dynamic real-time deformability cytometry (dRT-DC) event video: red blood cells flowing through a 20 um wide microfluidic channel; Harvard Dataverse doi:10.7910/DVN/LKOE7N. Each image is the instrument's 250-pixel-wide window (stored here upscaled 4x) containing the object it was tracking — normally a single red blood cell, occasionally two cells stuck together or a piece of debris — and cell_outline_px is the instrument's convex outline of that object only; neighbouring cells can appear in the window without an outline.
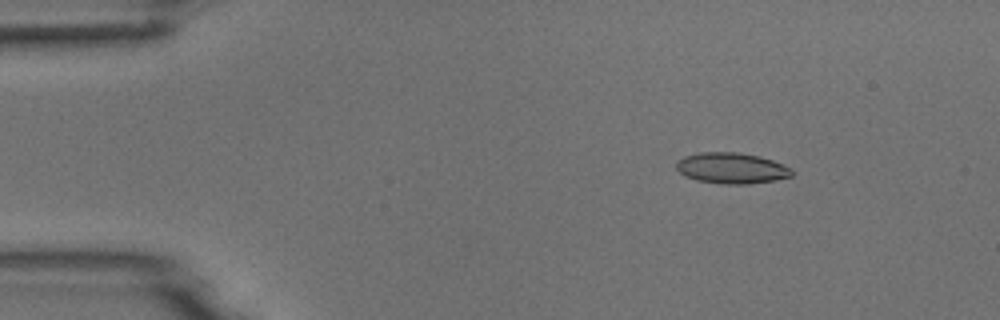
{"species": "common noctule bat (a hibernating species)", "species_latin": "Nyctalus noctula", "temperature_condition": "room temperature", "stored_images_in_passage": 4, "camera_frame_rate_fps": 3000, "um_per_image_px": 0.085, "animal": {"sex": "male", "body_mass_g": 18.8}, "frame": {"image": 1, "passage_image": 2, "time_ms": 0.333, "image_size_px": [1000, 320], "cell_outline_px": [[792, 176], [776, 180], [748, 184], [724, 184], [696, 180], [684, 176], [676, 168], [676, 160], [684, 156], [700, 152], [736, 152], [760, 156], [772, 160], [792, 168]], "centroid_in_image_um": [62.17, 14.29], "position_along_channel_um": 22.8, "area_um2": 20.92}}